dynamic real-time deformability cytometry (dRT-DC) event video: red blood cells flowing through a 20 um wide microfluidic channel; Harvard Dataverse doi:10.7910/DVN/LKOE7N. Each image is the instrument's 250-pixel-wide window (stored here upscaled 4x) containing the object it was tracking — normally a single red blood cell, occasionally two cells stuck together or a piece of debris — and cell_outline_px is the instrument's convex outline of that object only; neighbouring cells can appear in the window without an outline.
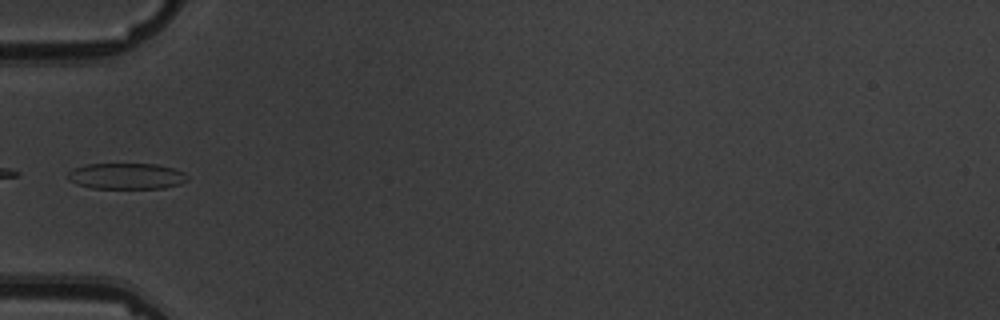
{"species": "common noctule bat (a hibernating species)", "species_latin": "Nyctalus noctula", "temperature_condition": "warm", "stored_images_in_passage": 5, "camera_frame_rate_fps": 3000, "um_per_image_px": 0.085, "animal": {"sex": "male", "body_mass_g": 19.5, "forearm_length_mm": 54.6}, "frame": {"image": 1, "passage_image": 5, "time_ms": 5.333, "image_size_px": [1000, 320], "cell_outline_px": [[188, 180], [180, 184], [164, 188], [92, 188], [76, 184], [68, 180], [68, 172], [72, 168], [88, 164], [156, 164], [172, 168], [184, 172], [188, 176]], "centroid_in_image_um": [10.74, 14.97], "position_along_channel_um": 74.3, "area_um2": 18.21}}